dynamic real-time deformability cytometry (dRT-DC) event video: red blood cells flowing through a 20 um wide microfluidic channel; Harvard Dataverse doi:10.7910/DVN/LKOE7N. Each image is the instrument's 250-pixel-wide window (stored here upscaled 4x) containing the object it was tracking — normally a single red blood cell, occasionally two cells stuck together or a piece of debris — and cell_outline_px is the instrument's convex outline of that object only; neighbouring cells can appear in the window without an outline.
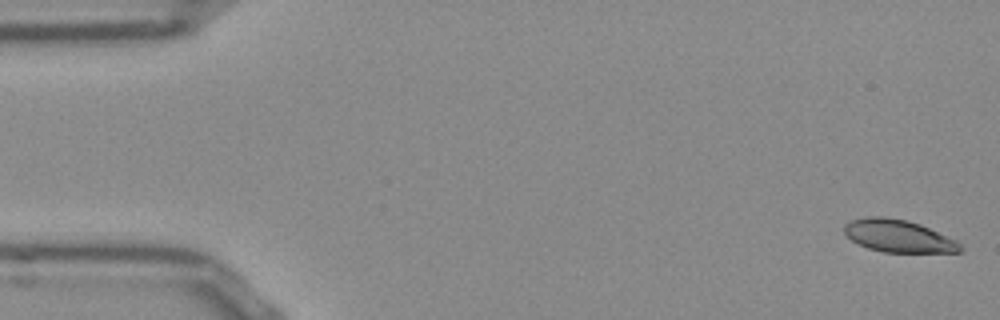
{"species": "Egyptian fruit bat (a non-hibernating species)", "species_latin": "Rousettus aegyptiacus", "temperature_condition": "room temperature", "stored_images_in_passage": 53, "segment_of_instrument_passage": [1, 2], "camera_frame_rate_fps": 3000, "um_per_image_px": 0.085, "frame": {"image": 1, "passage_image": 1, "time_ms": 0.0, "image_size_px": [1000, 320], "cell_outline_px": [[964, 248], [960, 252], [884, 252], [868, 248], [852, 240], [844, 232], [844, 224], [852, 220], [868, 216], [884, 216], [904, 220], [920, 224], [956, 240]], "centroid_in_image_um": [76.37, 20.06], "position_along_channel_um": 8.6, "area_um2": 21.73}}
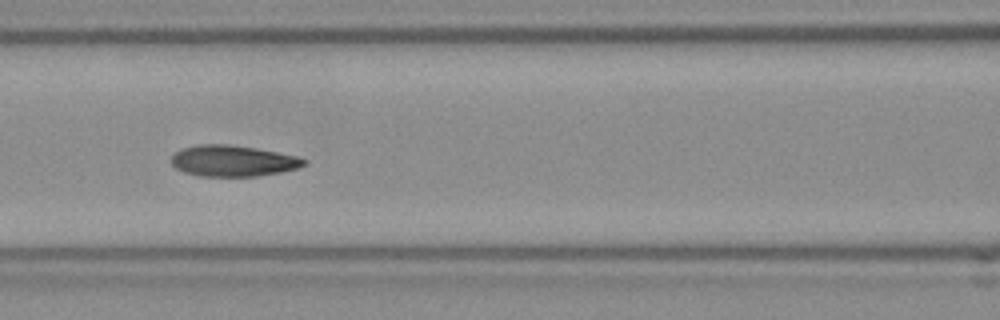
{"frame": {"image": 2, "passage_image": 22, "time_ms": 7.0, "image_size_px": [1000, 320], "cell_outline_px": [[308, 164], [300, 168], [280, 172], [256, 176], [200, 176], [184, 172], [176, 168], [172, 164], [172, 156], [176, 152], [184, 148], [196, 144], [228, 144], [256, 148], [296, 156], [308, 160]], "centroid_in_image_um": [19.83, 13.67], "position_along_channel_um": 146.8, "area_um2": 24.04}}
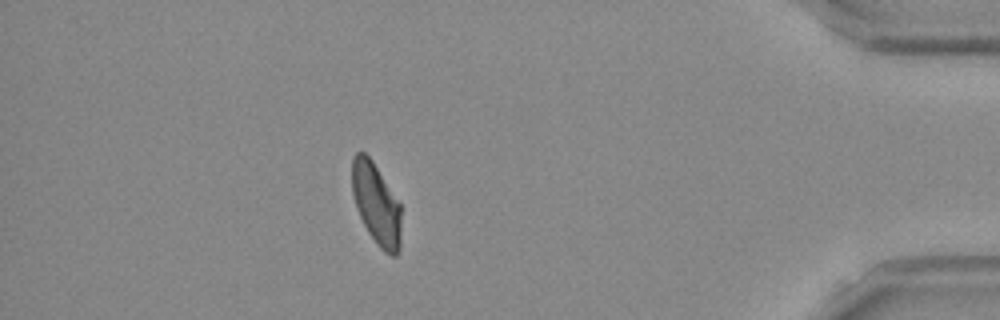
{"frame": {"image": 3, "passage_image": 46, "time_ms": 15.0, "image_size_px": [1000, 320], "cell_outline_px": [[400, 248], [396, 256], [392, 256], [384, 252], [376, 244], [368, 232], [356, 208], [352, 192], [352, 160], [356, 152], [364, 152], [372, 160], [400, 204]], "centroid_in_image_um": [31.97, 17.36], "position_along_channel_um": 403.2, "area_um2": 23.18}}